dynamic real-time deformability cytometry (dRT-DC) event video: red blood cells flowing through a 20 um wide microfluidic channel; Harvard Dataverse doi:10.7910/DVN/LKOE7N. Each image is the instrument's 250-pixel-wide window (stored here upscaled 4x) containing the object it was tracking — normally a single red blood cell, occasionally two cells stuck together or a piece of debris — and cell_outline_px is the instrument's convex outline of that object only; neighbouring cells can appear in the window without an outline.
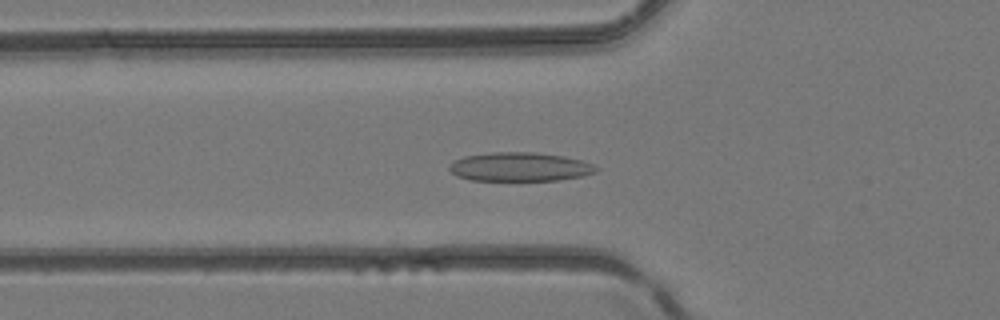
{"species": "common noctule bat (a hibernating species)", "species_latin": "Nyctalus noctula", "temperature_condition": "room temperature", "stored_images_in_passage": 19, "camera_frame_rate_fps": 3000, "um_per_image_px": 0.085, "animal": {"sex": "female", "body_mass_g": 24.6, "forearm_length_mm": 56.2}, "frame": {"image": 1, "passage_image": 7, "time_ms": 2.0, "image_size_px": [1000, 320], "cell_outline_px": [[600, 168], [596, 172], [580, 176], [560, 180], [472, 180], [456, 176], [448, 168], [448, 164], [464, 156], [492, 152], [532, 152], [564, 156], [580, 160], [592, 164]], "centroid_in_image_um": [44.17, 14.18], "position_along_channel_um": 81.6, "area_um2": 24.62}}
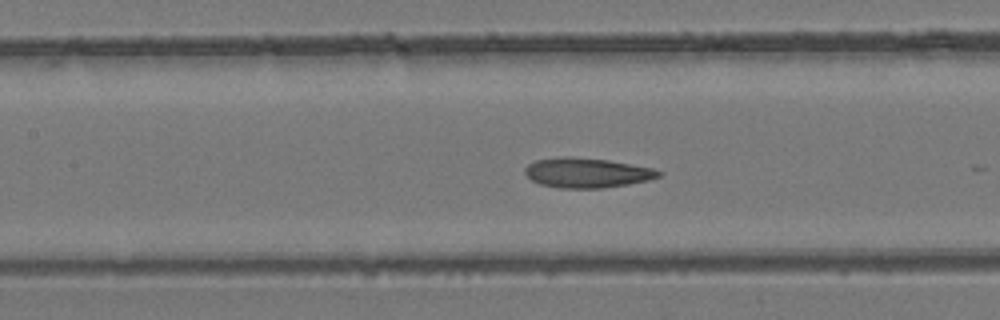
{"frame": {"image": 2, "passage_image": 12, "time_ms": 3.667, "image_size_px": [1000, 320], "cell_outline_px": [[664, 172], [660, 176], [648, 180], [628, 184], [604, 188], [560, 188], [540, 184], [532, 180], [524, 172], [524, 168], [528, 164], [536, 160], [560, 156], [568, 156], [608, 160], [652, 168]], "centroid_in_image_um": [49.87, 14.68], "position_along_channel_um": 157.5, "area_um2": 23.24}}
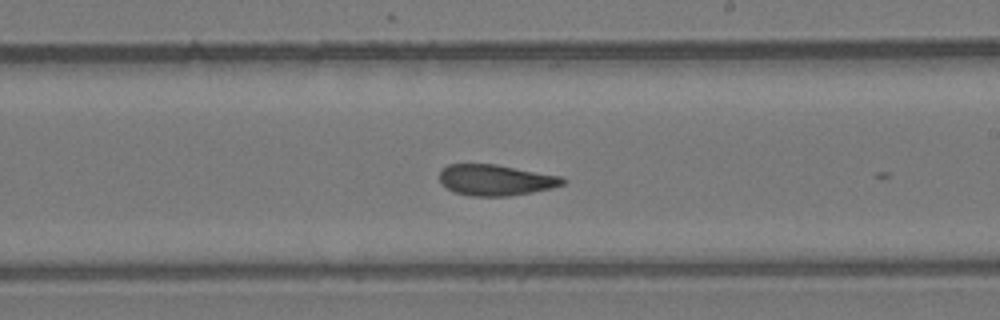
{"frame": {"image": 3, "passage_image": 18, "time_ms": 5.667, "image_size_px": [1000, 320], "cell_outline_px": [[568, 180], [564, 184], [552, 188], [532, 192], [508, 196], [472, 196], [452, 192], [440, 180], [440, 168], [448, 164], [496, 164], [564, 176]], "centroid_in_image_um": [42.17, 15.29], "position_along_channel_um": 246.8, "area_um2": 22.48}}